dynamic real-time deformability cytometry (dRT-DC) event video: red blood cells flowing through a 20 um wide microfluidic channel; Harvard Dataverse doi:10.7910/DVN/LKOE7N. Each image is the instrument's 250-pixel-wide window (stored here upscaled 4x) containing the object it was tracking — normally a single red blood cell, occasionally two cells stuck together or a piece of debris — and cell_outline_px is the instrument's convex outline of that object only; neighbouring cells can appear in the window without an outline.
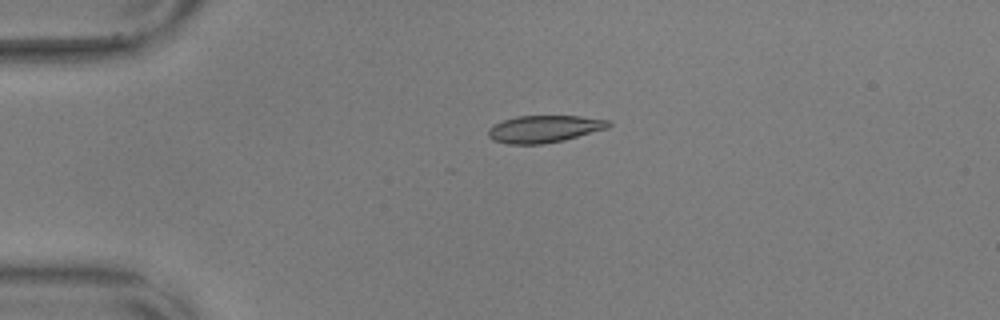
{"species": "common noctule bat (a hibernating species)", "species_latin": "Nyctalus noctula", "temperature_condition": "warm", "stored_images_in_passage": 44, "camera_frame_rate_fps": 3000, "um_per_image_px": 0.085, "animal": {"sex": "male", "body_mass_g": 17.9, "forearm_length_mm": 54.2}, "frame": {"image": 1, "passage_image": 1, "time_ms": 0.0, "image_size_px": [1000, 320], "cell_outline_px": [[612, 124], [608, 128], [564, 140], [544, 144], [508, 144], [492, 140], [488, 136], [488, 128], [492, 124], [516, 116], [580, 116], [608, 120]], "centroid_in_image_um": [46.23, 10.96], "position_along_channel_um": 38.8, "area_um2": 19.13}}
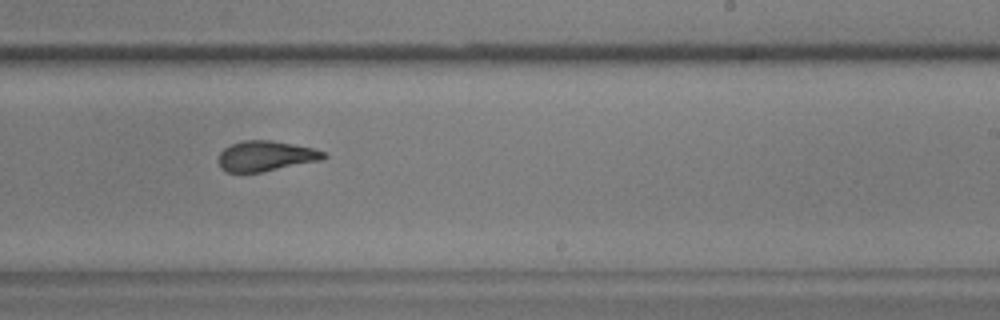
{"frame": {"image": 2, "passage_image": 23, "time_ms": 7.333, "image_size_px": [1000, 320], "cell_outline_px": [[328, 156], [324, 160], [260, 172], [228, 172], [220, 168], [216, 160], [220, 152], [224, 148], [232, 144], [244, 140], [272, 140], [312, 148], [324, 152]], "centroid_in_image_um": [22.57, 13.26], "position_along_channel_um": 266.4, "area_um2": 18.67}}
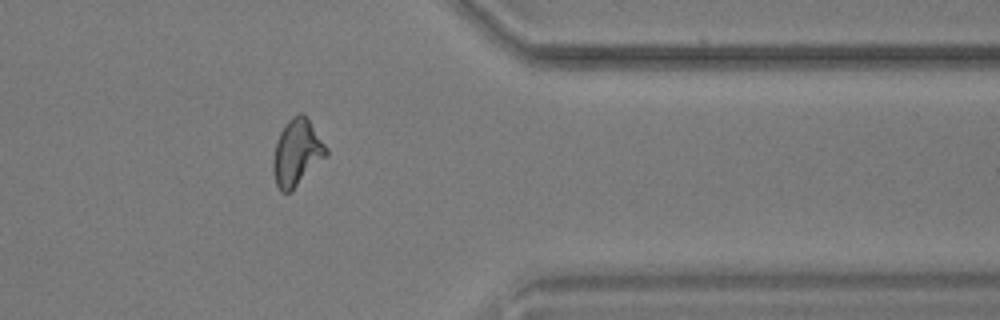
{"frame": {"image": 3, "passage_image": 34, "time_ms": 11.0, "image_size_px": [1000, 320], "cell_outline_px": [[328, 156], [292, 192], [280, 192], [276, 184], [272, 168], [272, 160], [276, 140], [284, 124], [292, 116], [300, 112], [304, 112], [328, 148]], "centroid_in_image_um": [25.24, 12.98], "position_along_channel_um": 386.2, "area_um2": 21.15}, "authors_computed_cell_mechanics": {"area_um2": 19.4208, "velocity_mm_per_s": 3.5849, "shape_relaxation_time_tau1_ms": 6.8563, "shape_relaxation_time_tau2_ms": 1.2998, "deformation_change_tau1": 0.2148, "deformation_change_tau2": 0.0856}}